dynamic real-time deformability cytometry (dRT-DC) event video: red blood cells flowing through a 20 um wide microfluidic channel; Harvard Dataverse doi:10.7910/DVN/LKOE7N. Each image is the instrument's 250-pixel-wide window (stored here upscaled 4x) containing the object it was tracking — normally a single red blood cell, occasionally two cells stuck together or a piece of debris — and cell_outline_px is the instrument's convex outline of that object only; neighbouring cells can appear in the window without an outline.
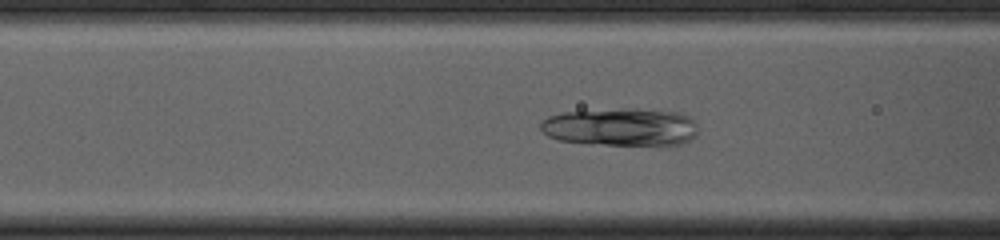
{"species": "common noctule bat (a hibernating species)", "species_latin": "Nyctalus noctula", "temperature_condition": "cold", "stored_images_in_passage": 47, "camera_frame_rate_fps": 3000, "um_per_image_px": 0.085, "animal": {"sex": "female", "body_mass_g": 23.0, "forearm_length_mm": 53.4}, "frame": {"image": 1, "passage_image": 14, "time_ms": 4.333, "image_size_px": [1000, 240], "cell_outline_px": [[696, 136], [680, 144], [664, 148], [604, 144], [560, 140], [548, 136], [540, 128], [540, 124], [548, 116], [564, 112], [628, 108], [636, 108], [680, 112], [688, 116], [696, 124]], "centroid_in_image_um": [52.85, 10.82], "position_along_channel_um": 113.7, "area_um2": 35.37}}
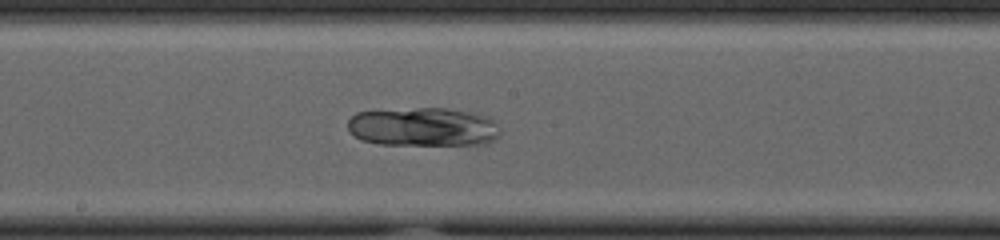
{"frame": {"image": 2, "passage_image": 22, "time_ms": 7.0, "image_size_px": [1000, 240], "cell_outline_px": [[500, 136], [488, 144], [380, 144], [360, 140], [348, 132], [348, 120], [356, 112], [416, 108], [448, 108], [488, 116], [496, 120], [500, 132]], "centroid_in_image_um": [35.99, 10.79], "position_along_channel_um": 212.2, "area_um2": 34.62}}
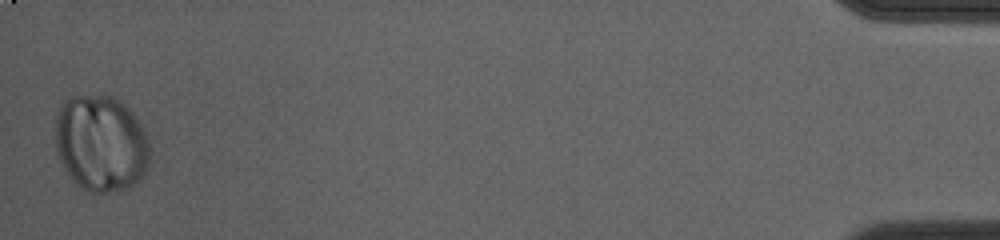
{"frame": {"image": 3, "passage_image": 47, "time_ms": 15.333, "image_size_px": [1000, 240], "cell_outline_px": [[148, 168], [144, 176], [140, 180], [128, 188], [108, 192], [88, 192], [76, 184], [72, 180], [60, 164], [56, 156], [56, 112], [60, 104], [64, 100], [72, 96], [112, 96], [124, 104], [132, 112], [148, 136]], "centroid_in_image_um": [8.55, 12.2], "position_along_channel_um": 426.6, "area_um2": 53.64}}